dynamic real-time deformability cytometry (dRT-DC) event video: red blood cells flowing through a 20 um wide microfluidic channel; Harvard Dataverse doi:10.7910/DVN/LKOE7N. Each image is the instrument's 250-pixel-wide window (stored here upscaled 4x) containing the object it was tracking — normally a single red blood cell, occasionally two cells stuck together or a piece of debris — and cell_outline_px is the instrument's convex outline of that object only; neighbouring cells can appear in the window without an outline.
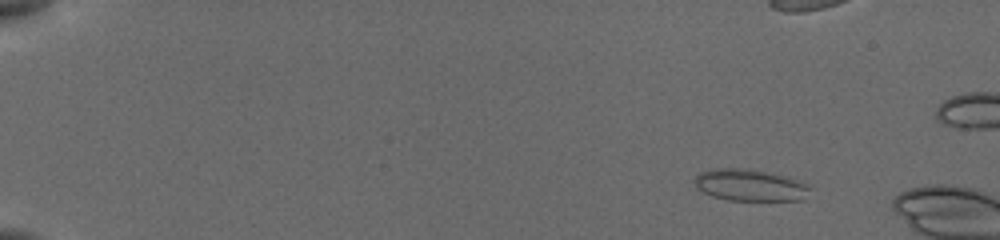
{"species": "common noctule bat (a hibernating species)", "species_latin": "Nyctalus noctula", "temperature_condition": "cold", "stored_images_in_passage": 11, "camera_frame_rate_fps": 3000, "um_per_image_px": 0.085, "animal": {"sex": "female", "body_mass_g": 19.5, "forearm_length_mm": 54.1}, "frame": {"image": 1, "passage_image": 1, "time_ms": 0.0, "image_size_px": [1000, 240], "cell_outline_px": [[812, 188], [804, 200], [728, 200], [712, 196], [696, 188], [692, 180], [700, 172], [716, 168], [740, 168], [764, 172], [812, 184]], "centroid_in_image_um": [63.74, 15.75], "position_along_channel_um": 21.3, "area_um2": 21.27}}